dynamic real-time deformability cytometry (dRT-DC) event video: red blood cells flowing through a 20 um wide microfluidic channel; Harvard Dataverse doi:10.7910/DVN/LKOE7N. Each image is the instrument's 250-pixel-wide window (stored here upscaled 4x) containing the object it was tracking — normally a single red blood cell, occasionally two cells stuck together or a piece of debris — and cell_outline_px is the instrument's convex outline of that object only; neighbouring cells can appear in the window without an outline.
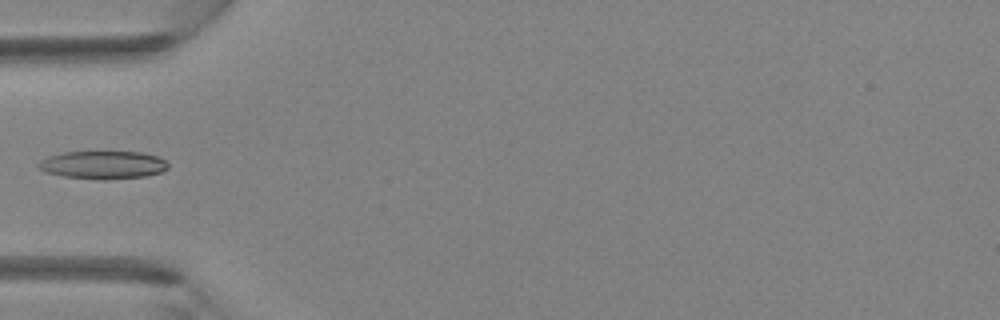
{"species": "Egyptian fruit bat (a non-hibernating species)", "species_latin": "Rousettus aegyptiacus", "temperature_condition": "room temperature", "stored_images_in_passage": 4, "camera_frame_rate_fps": 3000, "um_per_image_px": 0.085, "animal": {"sex": "female"}, "frame": {"image": 1, "passage_image": 4, "time_ms": 1.0, "image_size_px": [1000, 320], "cell_outline_px": [[168, 168], [160, 172], [144, 176], [104, 180], [100, 180], [64, 176], [44, 172], [36, 164], [40, 160], [48, 156], [64, 152], [140, 152], [156, 156], [164, 160], [168, 164]], "centroid_in_image_um": [8.72, 14.02], "position_along_channel_um": 76.3, "area_um2": 21.04}}